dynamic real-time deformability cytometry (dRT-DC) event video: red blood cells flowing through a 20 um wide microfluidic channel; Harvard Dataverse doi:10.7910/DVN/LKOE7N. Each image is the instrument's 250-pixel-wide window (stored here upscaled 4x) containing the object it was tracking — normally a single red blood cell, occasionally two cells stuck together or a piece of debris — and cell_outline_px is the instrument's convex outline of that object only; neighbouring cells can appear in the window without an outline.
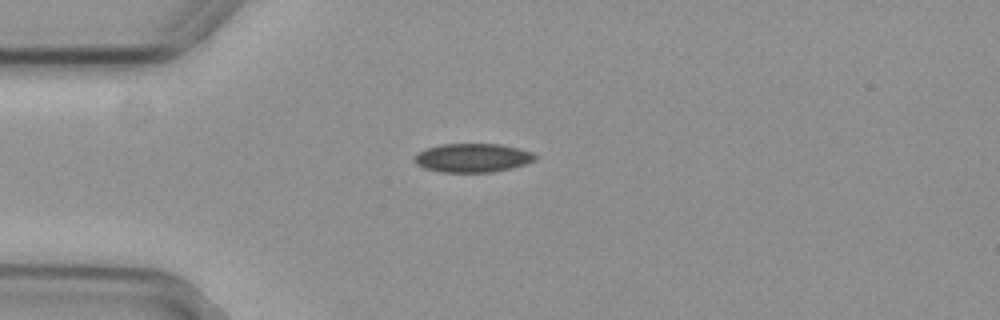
{"species": "common noctule bat (a hibernating species)", "species_latin": "Nyctalus noctula", "temperature_condition": "cold", "stored_images_in_passage": 41, "camera_frame_rate_fps": 3000, "um_per_image_px": 0.085, "animal": {"sex": "female", "body_mass_g": 29.2, "forearm_length_mm": 56.3}, "frame": {"image": 1, "passage_image": 1, "time_ms": 0.0, "image_size_px": [1000, 320], "cell_outline_px": [[536, 160], [512, 168], [492, 172], [440, 172], [424, 168], [416, 164], [412, 160], [420, 152], [428, 148], [440, 144], [500, 144], [520, 148], [532, 152], [536, 156]], "centroid_in_image_um": [40.18, 13.42], "position_along_channel_um": 44.8, "area_um2": 20.23}}
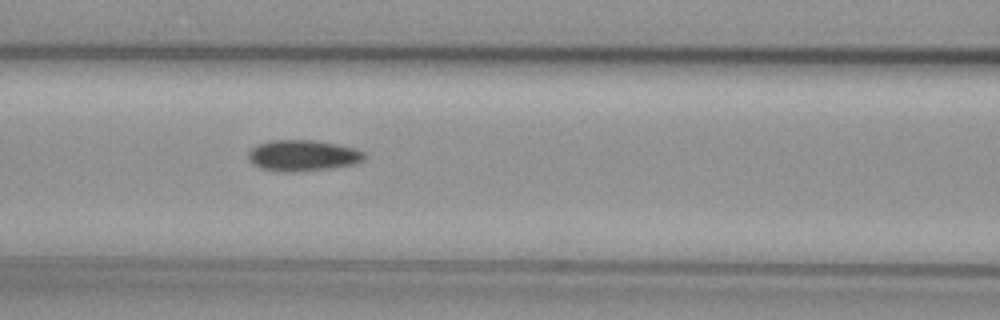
{"frame": {"image": 2, "passage_image": 10, "time_ms": 3.0, "image_size_px": [1000, 320], "cell_outline_px": [[368, 156], [364, 160], [352, 164], [332, 168], [292, 172], [284, 172], [260, 168], [252, 164], [248, 160], [248, 152], [256, 144], [268, 140], [316, 140], [356, 148], [364, 152]], "centroid_in_image_um": [25.72, 13.21], "position_along_channel_um": 140.9, "area_um2": 21.27}}
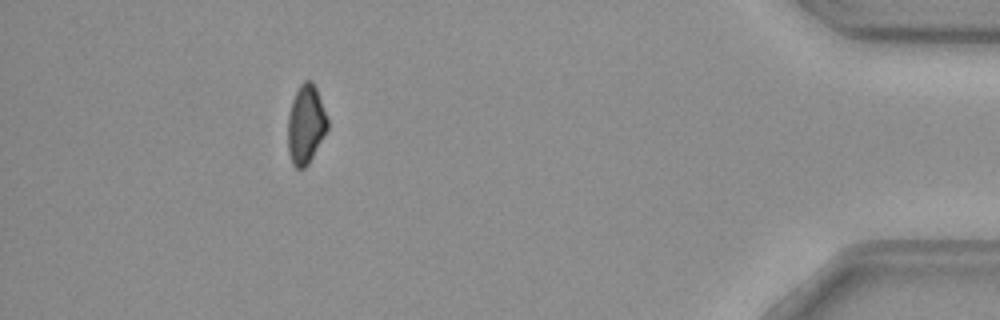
{"frame": {"image": 3, "passage_image": 36, "time_ms": 11.667, "image_size_px": [1000, 320], "cell_outline_px": [[328, 128], [308, 164], [304, 168], [296, 168], [292, 164], [288, 152], [288, 116], [292, 100], [300, 84], [304, 80], [312, 80], [316, 88], [328, 120]], "centroid_in_image_um": [25.98, 10.57], "position_along_channel_um": 409.2, "area_um2": 18.09}, "authors_computed_cell_mechanics": {"area_um2": 20.2878, "velocity_mm_per_s": 3.792, "shape_relaxation_time_tau1_ms": 9.8537, "shape_relaxation_time_tau2_ms": null, "deformation_change_tau1": 0.1434, "deformation_change_tau2": null}}